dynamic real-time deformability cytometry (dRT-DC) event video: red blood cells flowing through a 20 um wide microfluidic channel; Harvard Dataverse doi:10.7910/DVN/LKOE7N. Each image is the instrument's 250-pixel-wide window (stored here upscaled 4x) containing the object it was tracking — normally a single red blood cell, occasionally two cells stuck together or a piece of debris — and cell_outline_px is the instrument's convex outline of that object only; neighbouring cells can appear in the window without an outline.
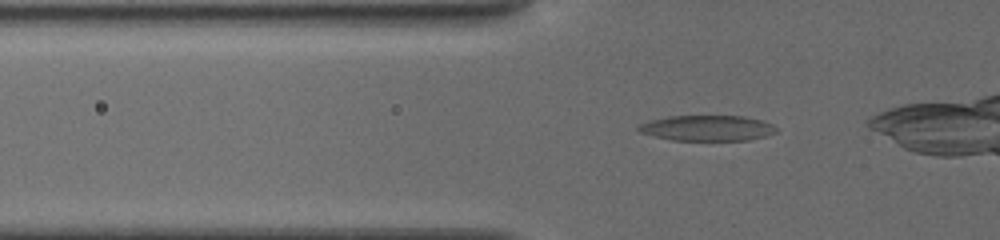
{"species": "common noctule bat (a hibernating species)", "species_latin": "Nyctalus noctula", "temperature_condition": "cold", "stored_images_in_passage": 20, "camera_frame_rate_fps": 3000, "um_per_image_px": 0.085, "animal": {"sex": "female", "body_mass_g": 19.5, "forearm_length_mm": 54.1}, "frame": {"image": 1, "passage_image": 4, "time_ms": 1.0, "image_size_px": [1000, 240], "cell_outline_px": [[780, 128], [776, 132], [764, 136], [748, 140], [672, 140], [640, 132], [636, 128], [640, 124], [648, 120], [668, 116], [744, 116], [764, 120]], "centroid_in_image_um": [60.15, 10.87], "position_along_channel_um": 65.7, "area_um2": 20.58}}
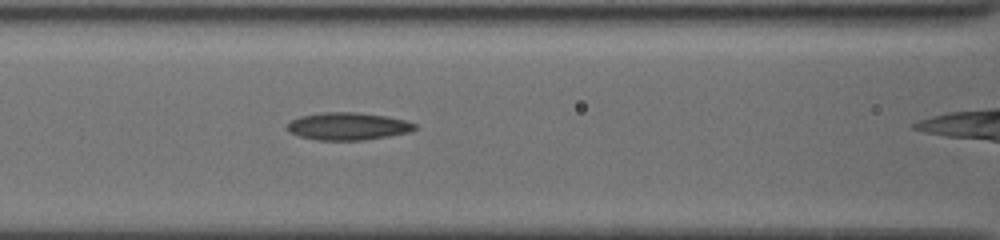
{"frame": {"image": 2, "passage_image": 8, "time_ms": 3.0, "image_size_px": [1000, 240], "cell_outline_px": [[416, 128], [408, 132], [388, 136], [364, 140], [316, 140], [300, 136], [288, 132], [284, 128], [292, 120], [300, 116], [320, 112], [356, 112], [388, 116], [408, 120], [416, 124]], "centroid_in_image_um": [29.56, 10.72], "position_along_channel_um": 137.0, "area_um2": 20.63}}
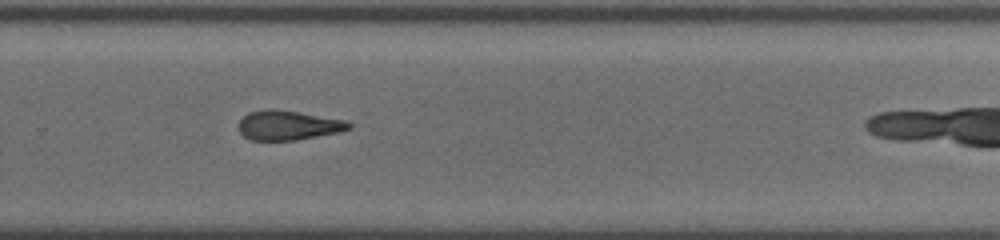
{"frame": {"image": 3, "passage_image": 17, "time_ms": 7.333, "image_size_px": [1000, 240], "cell_outline_px": [[352, 128], [340, 132], [296, 140], [252, 140], [244, 136], [240, 132], [236, 124], [248, 112], [268, 108], [276, 108], [300, 112], [344, 120], [352, 124]], "centroid_in_image_um": [24.47, 10.64], "position_along_channel_um": 305.3, "area_um2": 19.19}}